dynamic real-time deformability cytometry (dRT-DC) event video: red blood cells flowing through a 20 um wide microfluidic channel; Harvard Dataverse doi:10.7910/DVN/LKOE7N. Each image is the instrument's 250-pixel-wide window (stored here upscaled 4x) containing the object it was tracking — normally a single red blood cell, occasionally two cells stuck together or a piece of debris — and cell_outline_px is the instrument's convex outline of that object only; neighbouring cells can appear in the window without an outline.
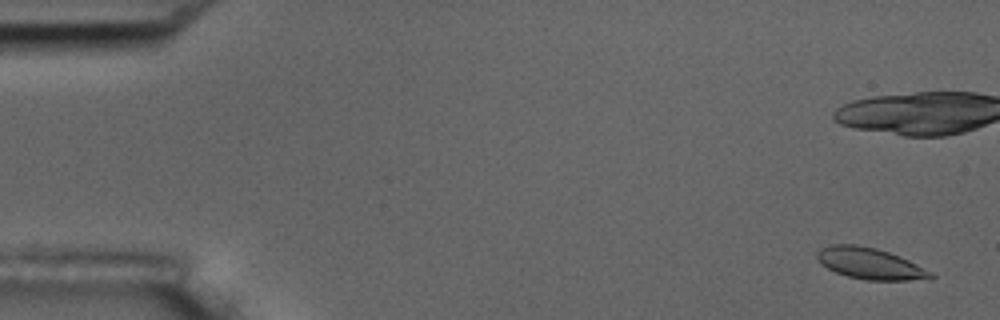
{"species": "common noctule bat (a hibernating species)", "species_latin": "Nyctalus noctula", "temperature_condition": "room temperature", "stored_images_in_passage": 8, "camera_frame_rate_fps": 3000, "um_per_image_px": 0.085, "animal": {"sex": "male", "body_mass_g": 17.5, "forearm_length_mm": 52.3}, "frame": {"image": 1, "passage_image": 1, "time_ms": 0.0, "image_size_px": [1000, 320], "cell_outline_px": [[936, 276], [932, 280], [868, 280], [848, 276], [836, 272], [820, 264], [816, 256], [816, 252], [820, 248], [832, 244], [856, 244], [876, 248], [900, 256], [932, 272]], "centroid_in_image_um": [73.97, 22.4], "position_along_channel_um": 11.0, "area_um2": 20.87}}